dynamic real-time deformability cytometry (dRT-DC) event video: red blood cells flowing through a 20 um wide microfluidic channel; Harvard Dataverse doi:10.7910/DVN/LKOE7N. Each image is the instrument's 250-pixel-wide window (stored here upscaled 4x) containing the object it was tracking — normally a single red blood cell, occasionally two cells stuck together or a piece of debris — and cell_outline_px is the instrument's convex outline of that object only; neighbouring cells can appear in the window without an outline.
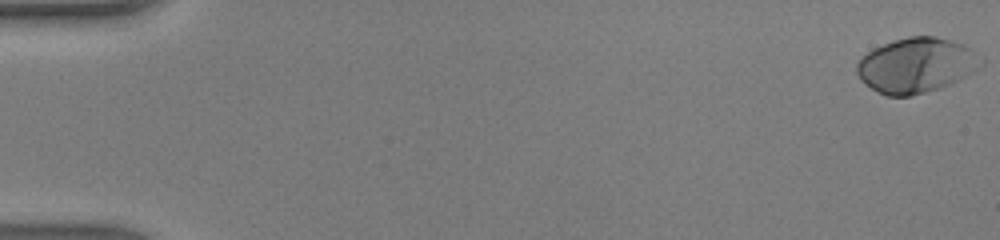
{"species": "human", "species_latin": "Homo sapiens", "temperature_condition": "warm", "stored_images_in_passage": 49, "camera_frame_rate_fps": 3000, "um_per_image_px": 0.085, "donor": {"sex": "male"}, "frame": {"image": 1, "passage_image": 1, "time_ms": 0.0, "image_size_px": [1000, 240], "cell_outline_px": [[968, 72], [964, 76], [940, 88], [912, 96], [888, 96], [876, 92], [864, 84], [860, 80], [856, 72], [856, 64], [872, 48], [908, 36], [936, 36], [964, 44], [968, 48]], "centroid_in_image_um": [77.62, 5.57], "position_along_channel_um": 7.4, "area_um2": 37.86}}
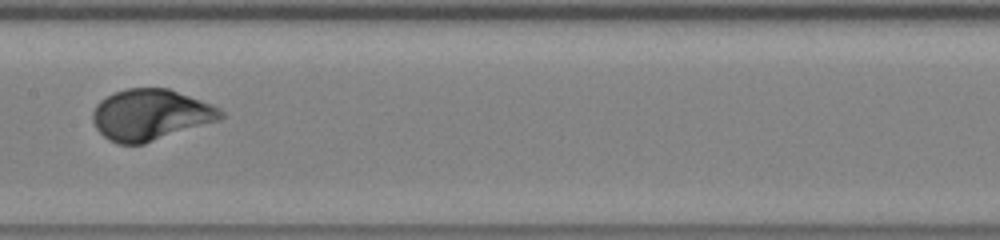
{"frame": {"image": 2, "passage_image": 26, "time_ms": 8.333, "image_size_px": [1000, 240], "cell_outline_px": [[224, 116], [220, 120], [144, 144], [116, 144], [108, 140], [96, 128], [92, 120], [92, 112], [96, 104], [100, 100], [112, 92], [128, 88], [168, 88], [212, 104], [220, 108], [224, 112]], "centroid_in_image_um": [12.78, 9.76], "position_along_channel_um": 194.6, "area_um2": 38.38}}
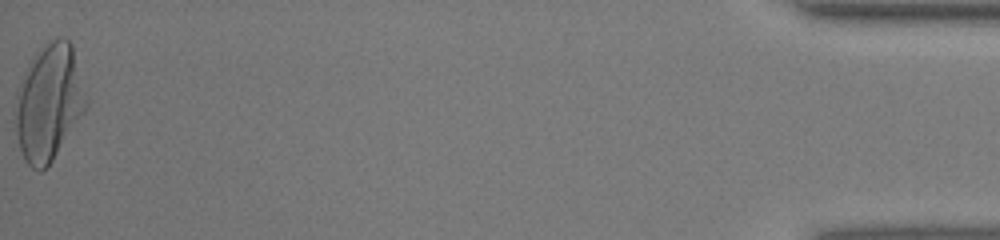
{"frame": {"image": 3, "passage_image": 49, "time_ms": 16.0, "image_size_px": [1000, 240], "cell_outline_px": [[88, 108], [52, 160], [40, 172], [32, 168], [24, 160], [20, 148], [16, 132], [16, 96], [24, 72], [40, 48], [48, 40], [60, 36], [68, 40], [72, 44], [88, 100]], "centroid_in_image_um": [4.18, 8.7], "position_along_channel_um": 431.0, "area_um2": 47.69}}